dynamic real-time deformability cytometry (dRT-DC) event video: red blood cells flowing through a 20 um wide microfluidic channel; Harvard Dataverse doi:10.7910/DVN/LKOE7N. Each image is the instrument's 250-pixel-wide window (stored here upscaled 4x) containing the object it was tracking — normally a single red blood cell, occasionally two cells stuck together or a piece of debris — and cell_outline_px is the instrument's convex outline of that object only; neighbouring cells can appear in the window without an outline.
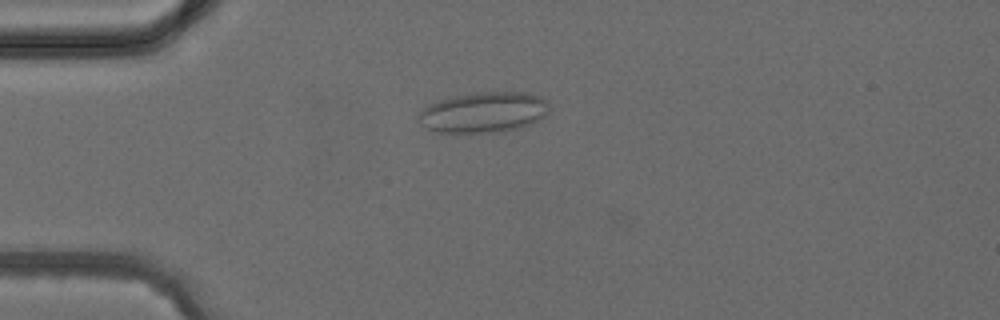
{"species": "common noctule bat (a hibernating species)", "species_latin": "Nyctalus noctula", "temperature_condition": "cold", "stored_images_in_passage": 3, "camera_frame_rate_fps": 3000, "um_per_image_px": 0.085, "animal": {"sex": "female", "body_mass_g": 24.6, "forearm_length_mm": 56.2}, "frame": {"image": 1, "passage_image": 3, "time_ms": 2.333, "image_size_px": [1000, 320], "cell_outline_px": [[548, 112], [544, 116], [532, 124], [520, 128], [496, 132], [436, 132], [424, 128], [416, 120], [416, 116], [428, 104], [440, 100], [456, 96], [476, 92], [524, 92], [540, 96], [548, 100]], "centroid_in_image_um": [41.09, 9.55], "position_along_channel_um": 43.9, "area_um2": 31.1}}